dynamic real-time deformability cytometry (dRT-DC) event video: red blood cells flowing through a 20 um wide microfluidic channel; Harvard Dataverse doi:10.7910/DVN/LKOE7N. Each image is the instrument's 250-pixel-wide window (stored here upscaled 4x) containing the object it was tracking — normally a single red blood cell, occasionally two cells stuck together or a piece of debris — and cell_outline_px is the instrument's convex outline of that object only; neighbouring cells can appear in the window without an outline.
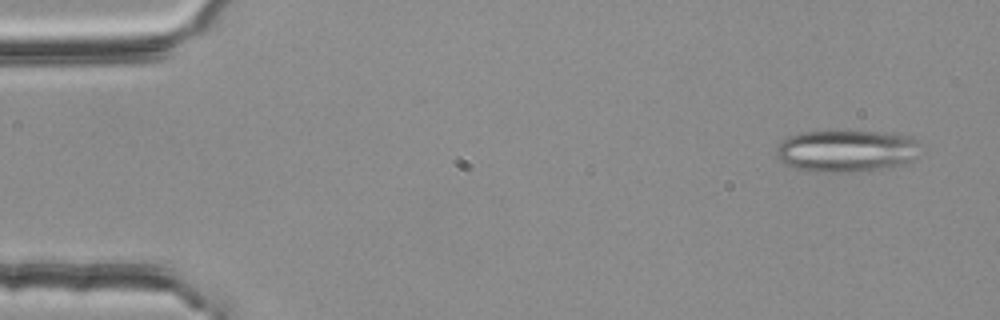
{"species": "common noctule bat (a hibernating species)", "species_latin": "Nyctalus noctula", "temperature_condition": "room temperature", "stored_images_in_passage": 13, "camera_frame_rate_fps": 3000, "um_per_image_px": 0.085, "animal": {"sex": "female", "body_mass_g": 25.1}, "frame": {"image": 1, "passage_image": 3, "time_ms": 0.667, "image_size_px": [1000, 320], "cell_outline_px": [[920, 156], [904, 164], [864, 172], [812, 172], [792, 168], [784, 164], [776, 156], [776, 148], [788, 136], [800, 132], [884, 132], [904, 136], [916, 140], [920, 144]], "centroid_in_image_um": [71.95, 12.86], "position_along_channel_um": 13.1, "area_um2": 35.6}}